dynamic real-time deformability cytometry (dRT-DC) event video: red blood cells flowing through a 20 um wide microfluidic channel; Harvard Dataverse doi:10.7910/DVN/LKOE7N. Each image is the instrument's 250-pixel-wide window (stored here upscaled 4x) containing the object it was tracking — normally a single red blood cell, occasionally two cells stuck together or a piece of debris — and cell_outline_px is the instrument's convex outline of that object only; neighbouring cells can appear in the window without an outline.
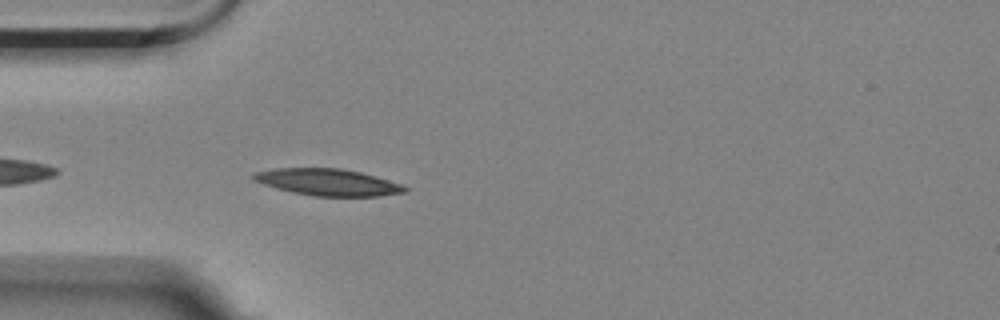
{"species": "Egyptian fruit bat (a non-hibernating species)", "species_latin": "Rousettus aegyptiacus", "temperature_condition": "room temperature", "stored_images_in_passage": 17, "camera_frame_rate_fps": 3000, "um_per_image_px": 0.085, "animal": {"sex": "female"}, "frame": {"image": 1, "passage_image": 3, "time_ms": 0.667, "image_size_px": [1000, 320], "cell_outline_px": [[408, 192], [380, 196], [312, 196], [292, 192], [276, 188], [252, 180], [252, 172], [276, 168], [340, 168], [360, 172], [376, 176], [400, 184], [408, 188]], "centroid_in_image_um": [27.85, 15.49], "position_along_channel_um": 57.2, "area_um2": 23.64}}
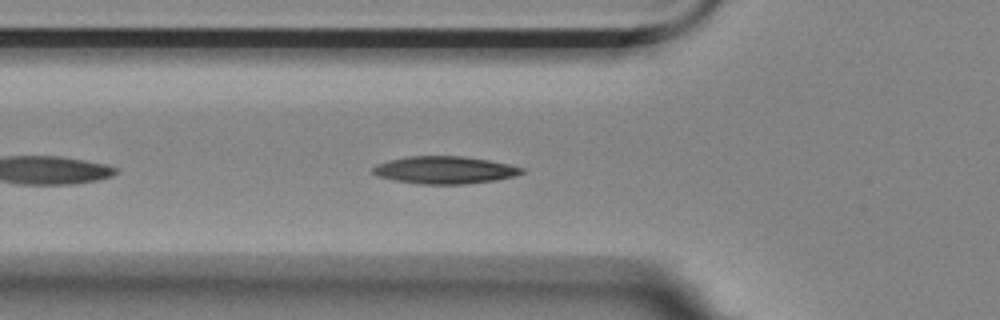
{"frame": {"image": 2, "passage_image": 6, "time_ms": 1.667, "image_size_px": [1000, 320], "cell_outline_px": [[524, 172], [516, 176], [496, 180], [464, 184], [420, 184], [396, 180], [376, 176], [372, 172], [372, 168], [376, 164], [388, 160], [408, 156], [460, 156], [488, 160], [508, 164], [524, 168]], "centroid_in_image_um": [37.78, 14.45], "position_along_channel_um": 88.0, "area_um2": 23.81}}